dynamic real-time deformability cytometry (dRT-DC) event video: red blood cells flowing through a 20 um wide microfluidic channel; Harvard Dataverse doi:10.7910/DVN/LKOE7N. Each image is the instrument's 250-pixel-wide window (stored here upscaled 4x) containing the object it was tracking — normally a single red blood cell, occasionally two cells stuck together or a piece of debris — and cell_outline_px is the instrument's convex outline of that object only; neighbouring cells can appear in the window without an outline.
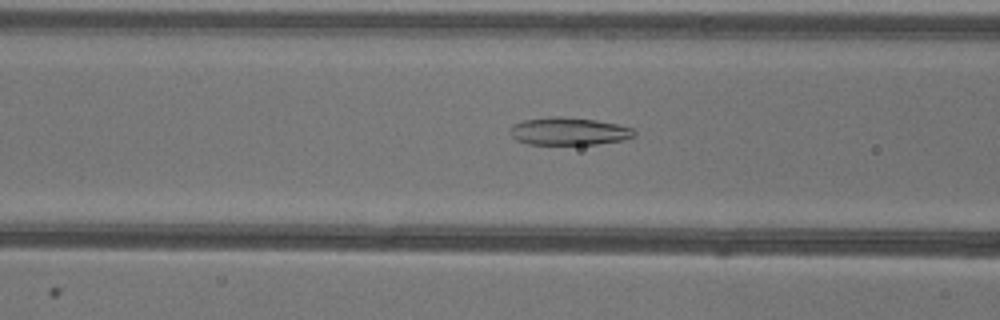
{"species": "common noctule bat (a hibernating species)", "species_latin": "Nyctalus noctula", "temperature_condition": "warm", "stored_images_in_passage": 40, "camera_frame_rate_fps": 3000, "um_per_image_px": 0.085, "animal": {"sex": "female"}, "frame": {"image": 1, "passage_image": 8, "time_ms": 2.333, "image_size_px": [1000, 320], "cell_outline_px": [[636, 136], [624, 140], [596, 144], [528, 144], [516, 140], [508, 132], [508, 128], [512, 124], [524, 120], [548, 116], [560, 116], [596, 120], [616, 124], [632, 128], [636, 132]], "centroid_in_image_um": [48.31, 11.15], "position_along_channel_um": 118.3, "area_um2": 20.23}}
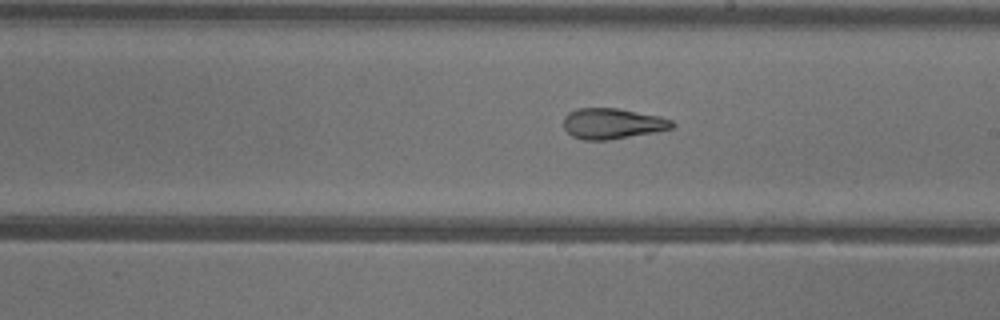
{"frame": {"image": 2, "passage_image": 17, "time_ms": 5.333, "image_size_px": [1000, 320], "cell_outline_px": [[676, 124], [672, 128], [652, 132], [608, 140], [584, 140], [572, 136], [564, 128], [564, 116], [568, 112], [576, 108], [616, 108], [660, 116], [672, 120]], "centroid_in_image_um": [52.03, 10.49], "position_along_channel_um": 237.0, "area_um2": 19.31}}
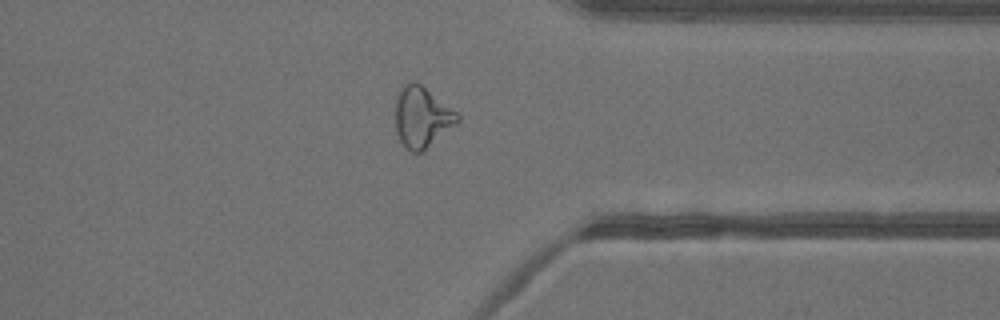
{"frame": {"image": 3, "passage_image": 28, "time_ms": 9.0, "image_size_px": [1000, 320], "cell_outline_px": [[460, 120], [456, 124], [420, 152], [412, 152], [400, 140], [396, 132], [396, 100], [400, 88], [404, 84], [420, 84], [456, 112], [460, 116]], "centroid_in_image_um": [35.85, 9.96], "position_along_channel_um": 375.6, "area_um2": 21.1}, "authors_computed_cell_mechanics": {"area_um2": 21.0103, "velocity_mm_per_s": 3.9479, "shape_relaxation_time_tau1_ms": null, "shape_relaxation_time_tau2_ms": 2.2505, "deformation_change_tau1": null, "deformation_change_tau2": 0.1026}}